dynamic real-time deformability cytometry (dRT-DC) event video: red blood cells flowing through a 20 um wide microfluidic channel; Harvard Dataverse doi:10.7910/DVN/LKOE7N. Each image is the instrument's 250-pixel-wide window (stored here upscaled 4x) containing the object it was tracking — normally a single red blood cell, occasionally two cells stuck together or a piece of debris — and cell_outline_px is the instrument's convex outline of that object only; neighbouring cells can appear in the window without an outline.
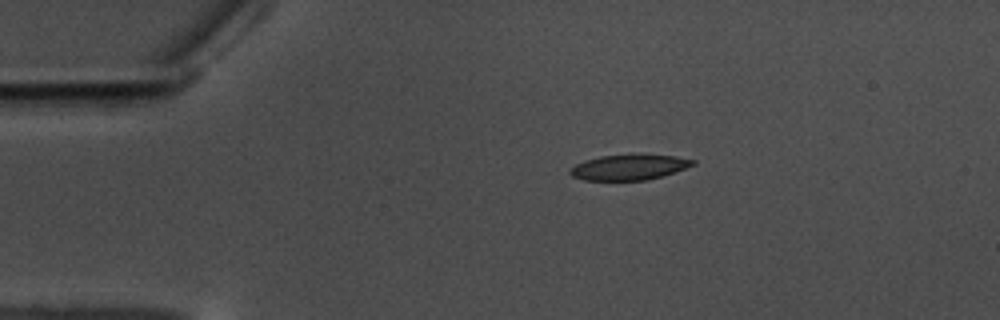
{"species": "common noctule bat (a hibernating species)", "species_latin": "Nyctalus noctula", "temperature_condition": "warm", "stored_images_in_passage": 48, "camera_frame_rate_fps": 3000, "um_per_image_px": 0.085, "animal": {"sex": "male", "body_mass_g": 17.5, "forearm_length_mm": 52.3}, "frame": {"image": 1, "passage_image": 1, "time_ms": 0.0, "image_size_px": [1000, 320], "cell_outline_px": [[696, 164], [660, 176], [644, 180], [584, 180], [572, 176], [568, 172], [576, 164], [584, 160], [600, 156], [636, 152], [676, 156], [696, 160]], "centroid_in_image_um": [53.47, 14.17], "position_along_channel_um": 31.5, "area_um2": 18.55}}
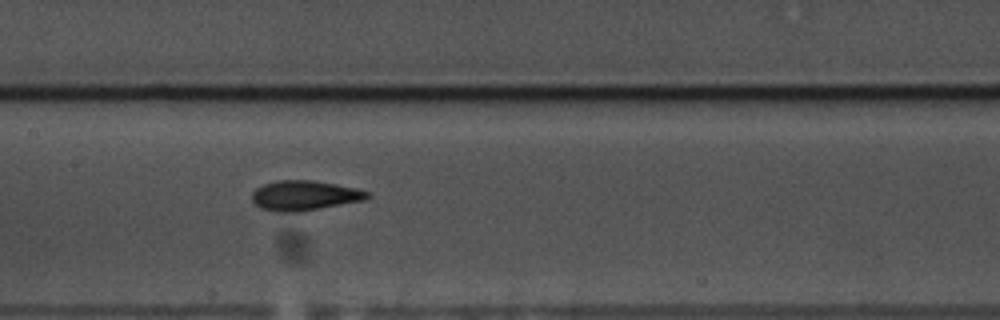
{"frame": {"image": 2, "passage_image": 18, "time_ms": 5.667, "image_size_px": [1000, 320], "cell_outline_px": [[372, 196], [364, 200], [300, 212], [276, 212], [260, 208], [252, 200], [252, 192], [256, 188], [264, 184], [276, 180], [312, 180], [336, 184], [356, 188], [372, 192]], "centroid_in_image_um": [25.9, 16.62], "position_along_channel_um": 181.5, "area_um2": 20.29}}
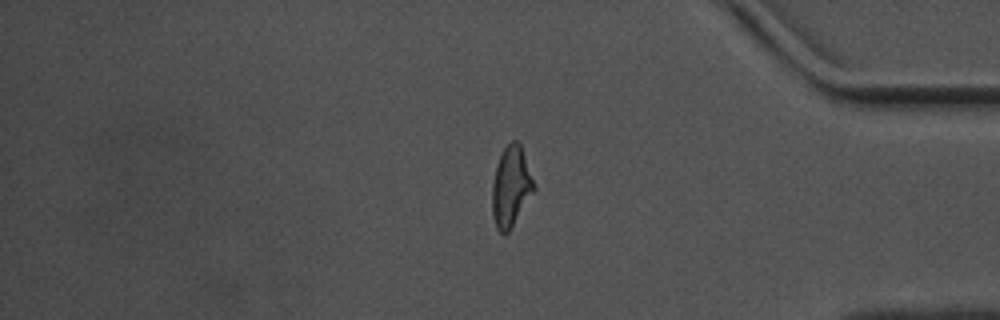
{"frame": {"image": 3, "passage_image": 38, "time_ms": 12.333, "image_size_px": [1000, 320], "cell_outline_px": [[536, 188], [508, 232], [504, 236], [496, 228], [492, 216], [492, 184], [496, 164], [504, 148], [512, 140], [516, 140], [520, 144]], "centroid_in_image_um": [43.41, 15.88], "position_along_channel_um": 391.8, "area_um2": 19.36}, "authors_computed_cell_mechanics": {"area_um2": 19.4208, "velocity_mm_per_s": 3.5112, "shape_relaxation_time_tau1_ms": 5.4492, "shape_relaxation_time_tau2_ms": 1.9188, "deformation_change_tau1": 0.1692, "deformation_change_tau2": 0.0939}}